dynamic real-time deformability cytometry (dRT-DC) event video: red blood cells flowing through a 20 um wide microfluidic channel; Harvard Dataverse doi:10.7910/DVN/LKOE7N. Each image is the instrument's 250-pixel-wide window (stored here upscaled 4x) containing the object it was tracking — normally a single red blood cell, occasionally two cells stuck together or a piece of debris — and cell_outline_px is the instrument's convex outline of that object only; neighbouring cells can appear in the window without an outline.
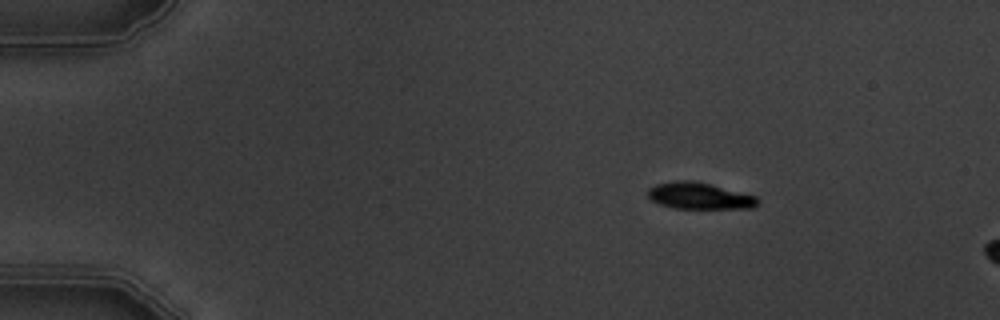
{"species": "common noctule bat (a hibernating species)", "species_latin": "Nyctalus noctula", "temperature_condition": "warm", "stored_images_in_passage": 4, "camera_frame_rate_fps": 3000, "um_per_image_px": 0.085, "animal": {"sex": "male", "body_mass_g": 19.5, "forearm_length_mm": 54.6}, "frame": {"image": 1, "passage_image": 1, "time_ms": 0.0, "image_size_px": [1000, 320], "cell_outline_px": [[760, 200], [752, 208], [672, 208], [660, 204], [652, 200], [648, 196], [648, 188], [656, 184], [676, 180], [692, 180], [756, 196]], "centroid_in_image_um": [59.41, 16.65], "position_along_channel_um": 25.6, "area_um2": 16.76}}